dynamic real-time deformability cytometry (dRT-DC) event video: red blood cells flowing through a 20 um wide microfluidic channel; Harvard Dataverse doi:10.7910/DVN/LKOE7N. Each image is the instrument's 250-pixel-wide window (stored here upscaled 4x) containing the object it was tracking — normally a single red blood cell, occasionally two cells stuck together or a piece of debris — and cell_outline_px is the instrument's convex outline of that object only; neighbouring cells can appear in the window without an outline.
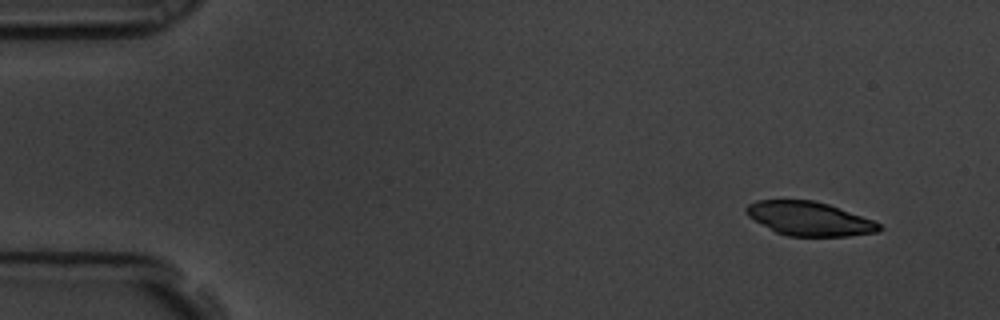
{"species": "common noctule bat (a hibernating species)", "species_latin": "Nyctalus noctula", "temperature_condition": "room temperature", "stored_images_in_passage": 4, "camera_frame_rate_fps": 3000, "um_per_image_px": 0.085, "animal": {"sex": "male", "body_mass_g": 19.5, "forearm_length_mm": 54.6}, "frame": {"image": 1, "passage_image": 1, "time_ms": 0.0, "image_size_px": [1000, 320], "cell_outline_px": [[884, 228], [876, 232], [848, 236], [788, 236], [776, 232], [748, 216], [744, 212], [744, 208], [748, 204], [756, 200], [812, 200], [828, 204], [872, 220], [880, 224]], "centroid_in_image_um": [68.76, 18.59], "position_along_channel_um": 16.2, "area_um2": 26.07}}
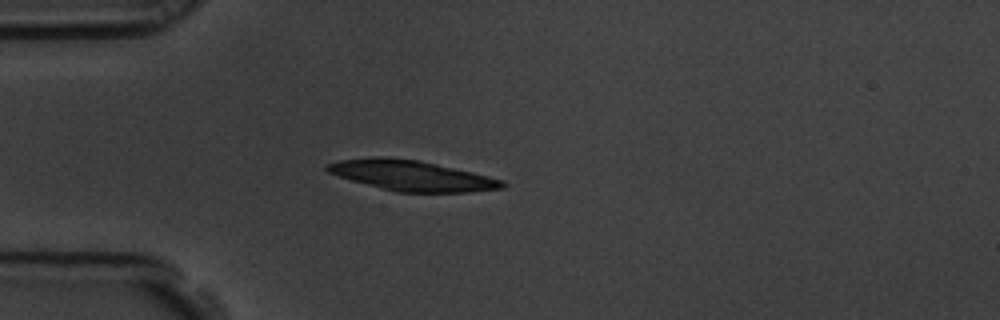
{"frame": {"image": 2, "passage_image": 4, "time_ms": 1.0, "image_size_px": [1000, 320], "cell_outline_px": [[508, 184], [504, 188], [468, 192], [396, 192], [352, 180], [328, 172], [324, 168], [324, 164], [336, 160], [372, 156], [384, 156], [416, 160], [436, 164], [472, 172], [504, 180]], "centroid_in_image_um": [34.96, 14.91], "position_along_channel_um": 50.0, "area_um2": 30.98}}